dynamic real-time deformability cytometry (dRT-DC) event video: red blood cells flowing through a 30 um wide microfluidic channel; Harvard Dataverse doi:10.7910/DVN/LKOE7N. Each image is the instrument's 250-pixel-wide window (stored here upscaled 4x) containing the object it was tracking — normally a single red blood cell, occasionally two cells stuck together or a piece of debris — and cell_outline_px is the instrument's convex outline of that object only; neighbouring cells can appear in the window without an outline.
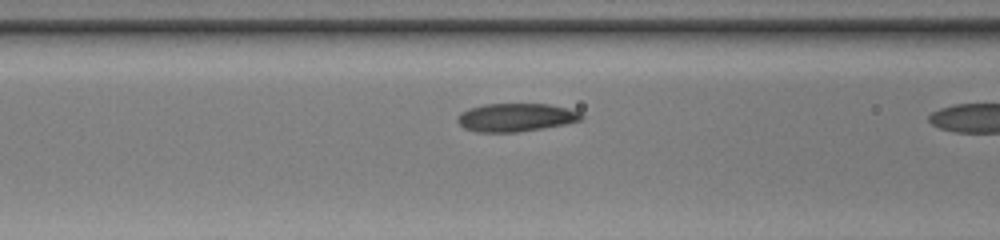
{"species": "common noctule bat (a hibernating species)", "species_latin": "Nyctalus noctula", "temperature_condition": "warm", "stored_images_in_passage": 11, "camera_frame_rate_fps": 3000, "um_per_image_px": 0.085, "animal": {"sex": "female", "body_mass_g": 20.0, "forearm_length_mm": 54.0}, "frame": {"image": 1, "passage_image": 10, "time_ms": 3.0, "image_size_px": [1000, 240], "cell_outline_px": [[584, 116], [580, 120], [564, 124], [544, 128], [520, 132], [476, 132], [464, 128], [456, 120], [460, 112], [468, 108], [484, 104], [548, 104], [568, 108], [580, 112]], "centroid_in_image_um": [43.82, 9.98], "position_along_channel_um": 122.8, "area_um2": 20.46}}